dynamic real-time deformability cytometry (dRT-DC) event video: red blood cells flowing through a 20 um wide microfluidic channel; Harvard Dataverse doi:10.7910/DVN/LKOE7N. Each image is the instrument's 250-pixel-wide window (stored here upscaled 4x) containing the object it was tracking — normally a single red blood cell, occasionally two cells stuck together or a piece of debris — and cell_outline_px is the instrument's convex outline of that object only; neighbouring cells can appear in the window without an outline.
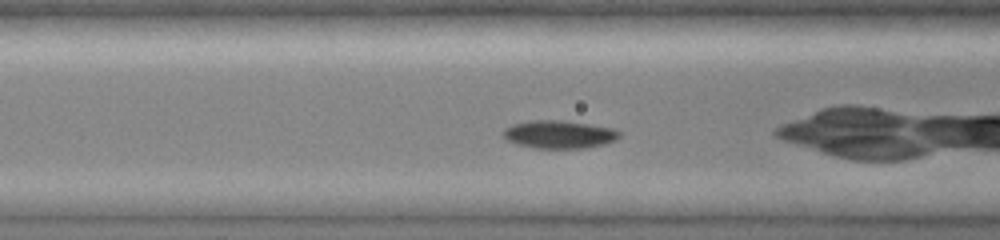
{"species": "common noctule bat (a hibernating species)", "species_latin": "Nyctalus noctula", "temperature_condition": "cold", "stored_images_in_passage": 29, "camera_frame_rate_fps": 3000, "um_per_image_px": 0.085, "animal": {"sex": "female", "body_mass_g": 19.0, "forearm_length_mm": 51.5}, "frame": {"image": 1, "passage_image": 7, "time_ms": 2.0, "image_size_px": [1000, 240], "cell_outline_px": [[620, 136], [616, 140], [604, 144], [584, 148], [536, 148], [516, 144], [508, 140], [504, 136], [504, 128], [512, 124], [532, 120], [560, 120], [588, 124], [612, 128], [620, 132]], "centroid_in_image_um": [47.52, 11.42], "position_along_channel_um": 119.1, "area_um2": 18.79}}
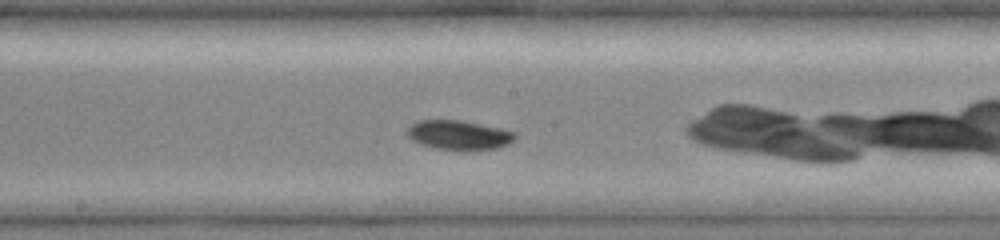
{"frame": {"image": 2, "passage_image": 13, "time_ms": 4.0, "image_size_px": [1000, 240], "cell_outline_px": [[516, 136], [508, 144], [496, 148], [436, 148], [420, 144], [412, 140], [408, 136], [408, 128], [412, 124], [420, 120], [460, 120], [500, 128], [516, 132]], "centroid_in_image_um": [38.99, 11.44], "position_along_channel_um": 209.2, "area_um2": 17.74}}
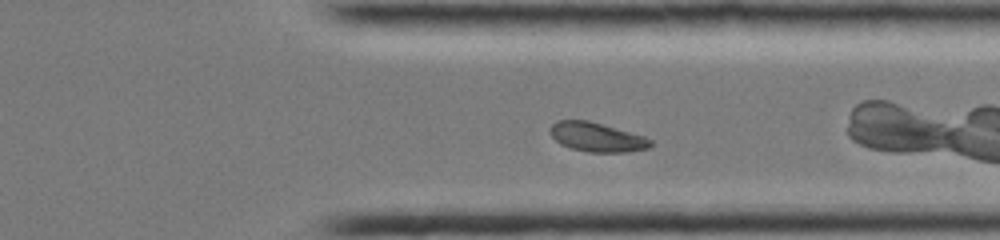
{"frame": {"image": 3, "passage_image": 23, "time_ms": 7.333, "image_size_px": [1000, 240], "cell_outline_px": [[652, 144], [648, 148], [624, 152], [588, 152], [572, 148], [560, 144], [552, 136], [548, 128], [556, 120], [588, 120], [644, 136], [652, 140]], "centroid_in_image_um": [50.7, 11.65], "position_along_channel_um": 360.7, "area_um2": 16.99}}